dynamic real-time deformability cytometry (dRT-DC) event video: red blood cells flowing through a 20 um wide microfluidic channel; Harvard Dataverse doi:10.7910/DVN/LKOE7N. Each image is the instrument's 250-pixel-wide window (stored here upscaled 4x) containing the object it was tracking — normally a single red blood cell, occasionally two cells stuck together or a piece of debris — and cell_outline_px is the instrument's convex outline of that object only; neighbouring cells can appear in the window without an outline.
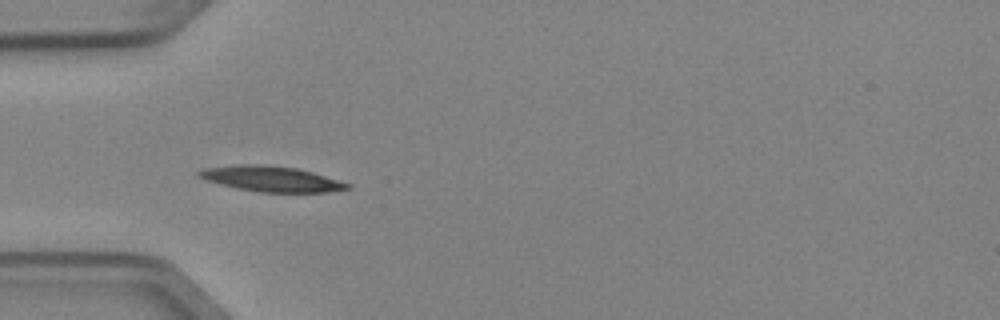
{"species": "Egyptian fruit bat (a non-hibernating species)", "species_latin": "Rousettus aegyptiacus", "temperature_condition": "cold", "stored_images_in_passage": 7, "camera_frame_rate_fps": 3000, "um_per_image_px": 0.085, "animal": {"sex": "female"}, "frame": {"image": 1, "passage_image": 5, "time_ms": 1.333, "image_size_px": [1000, 320], "cell_outline_px": [[352, 188], [328, 192], [260, 192], [240, 188], [208, 180], [196, 176], [196, 172], [204, 168], [236, 164], [264, 164], [296, 168], [312, 172], [352, 184]], "centroid_in_image_um": [23.09, 15.19], "position_along_channel_um": 61.9, "area_um2": 21.85}}
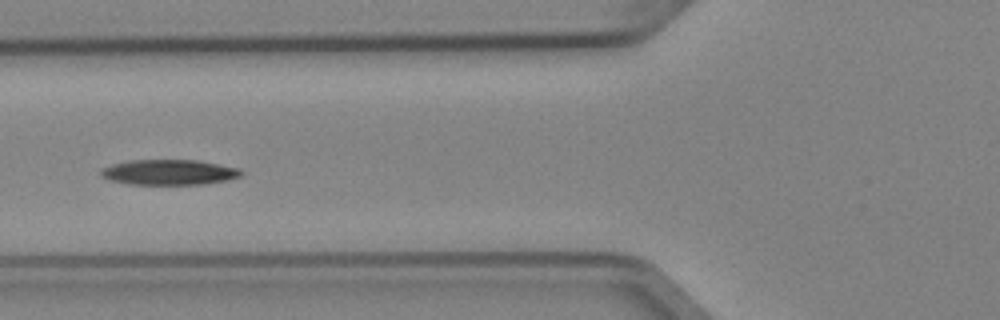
{"frame": {"image": 2, "passage_image": 6, "time_ms": 1.667, "image_size_px": [1000, 320], "cell_outline_px": [[244, 172], [240, 176], [228, 180], [204, 184], [128, 184], [112, 180], [100, 176], [100, 168], [112, 164], [128, 160], [196, 160], [240, 168]], "centroid_in_image_um": [14.36, 14.63], "position_along_channel_um": 111.4, "area_um2": 20.75}}
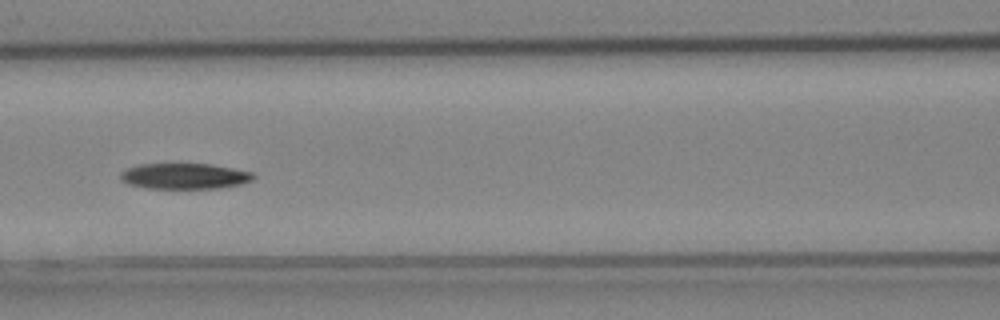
{"frame": {"image": 3, "passage_image": 7, "time_ms": 2.0, "image_size_px": [1000, 320], "cell_outline_px": [[256, 176], [252, 180], [240, 184], [220, 188], [144, 188], [128, 184], [120, 180], [120, 172], [128, 168], [140, 164], [212, 164], [252, 172]], "centroid_in_image_um": [15.67, 14.97], "position_along_channel_um": 150.9, "area_um2": 19.94}}